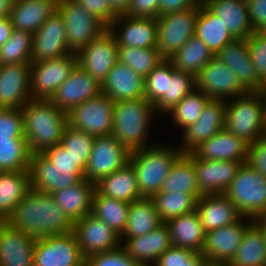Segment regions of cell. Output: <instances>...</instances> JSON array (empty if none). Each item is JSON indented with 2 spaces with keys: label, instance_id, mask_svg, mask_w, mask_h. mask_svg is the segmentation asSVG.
<instances>
[{
  "label": "cell",
  "instance_id": "obj_1",
  "mask_svg": "<svg viewBox=\"0 0 266 266\" xmlns=\"http://www.w3.org/2000/svg\"><path fill=\"white\" fill-rule=\"evenodd\" d=\"M7 222L35 240L73 232L74 226L52 194L33 189L18 203Z\"/></svg>",
  "mask_w": 266,
  "mask_h": 266
},
{
  "label": "cell",
  "instance_id": "obj_2",
  "mask_svg": "<svg viewBox=\"0 0 266 266\" xmlns=\"http://www.w3.org/2000/svg\"><path fill=\"white\" fill-rule=\"evenodd\" d=\"M24 137L31 154L61 143L67 114L50 100H30L22 108Z\"/></svg>",
  "mask_w": 266,
  "mask_h": 266
},
{
  "label": "cell",
  "instance_id": "obj_3",
  "mask_svg": "<svg viewBox=\"0 0 266 266\" xmlns=\"http://www.w3.org/2000/svg\"><path fill=\"white\" fill-rule=\"evenodd\" d=\"M154 111V105L145 98L114 102L111 135L129 152L147 147L150 144L146 136Z\"/></svg>",
  "mask_w": 266,
  "mask_h": 266
},
{
  "label": "cell",
  "instance_id": "obj_4",
  "mask_svg": "<svg viewBox=\"0 0 266 266\" xmlns=\"http://www.w3.org/2000/svg\"><path fill=\"white\" fill-rule=\"evenodd\" d=\"M152 145L130 152L128 161L135 172L139 192L146 198L160 191L164 178L183 154L180 148Z\"/></svg>",
  "mask_w": 266,
  "mask_h": 266
},
{
  "label": "cell",
  "instance_id": "obj_5",
  "mask_svg": "<svg viewBox=\"0 0 266 266\" xmlns=\"http://www.w3.org/2000/svg\"><path fill=\"white\" fill-rule=\"evenodd\" d=\"M230 101L226 102L224 128L248 144L264 135L266 90L249 91Z\"/></svg>",
  "mask_w": 266,
  "mask_h": 266
},
{
  "label": "cell",
  "instance_id": "obj_6",
  "mask_svg": "<svg viewBox=\"0 0 266 266\" xmlns=\"http://www.w3.org/2000/svg\"><path fill=\"white\" fill-rule=\"evenodd\" d=\"M224 194L247 219L258 220L266 212V178L246 163Z\"/></svg>",
  "mask_w": 266,
  "mask_h": 266
},
{
  "label": "cell",
  "instance_id": "obj_7",
  "mask_svg": "<svg viewBox=\"0 0 266 266\" xmlns=\"http://www.w3.org/2000/svg\"><path fill=\"white\" fill-rule=\"evenodd\" d=\"M198 13L199 4L156 18L157 49L164 59H169L194 36Z\"/></svg>",
  "mask_w": 266,
  "mask_h": 266
},
{
  "label": "cell",
  "instance_id": "obj_8",
  "mask_svg": "<svg viewBox=\"0 0 266 266\" xmlns=\"http://www.w3.org/2000/svg\"><path fill=\"white\" fill-rule=\"evenodd\" d=\"M57 11L62 16L68 49L78 53L107 28L82 5L72 0H59Z\"/></svg>",
  "mask_w": 266,
  "mask_h": 266
},
{
  "label": "cell",
  "instance_id": "obj_9",
  "mask_svg": "<svg viewBox=\"0 0 266 266\" xmlns=\"http://www.w3.org/2000/svg\"><path fill=\"white\" fill-rule=\"evenodd\" d=\"M113 106L114 101L101 93L67 113V124L92 136L109 135L113 128Z\"/></svg>",
  "mask_w": 266,
  "mask_h": 266
},
{
  "label": "cell",
  "instance_id": "obj_10",
  "mask_svg": "<svg viewBox=\"0 0 266 266\" xmlns=\"http://www.w3.org/2000/svg\"><path fill=\"white\" fill-rule=\"evenodd\" d=\"M77 65V54L31 63L30 94L32 100H50Z\"/></svg>",
  "mask_w": 266,
  "mask_h": 266
},
{
  "label": "cell",
  "instance_id": "obj_11",
  "mask_svg": "<svg viewBox=\"0 0 266 266\" xmlns=\"http://www.w3.org/2000/svg\"><path fill=\"white\" fill-rule=\"evenodd\" d=\"M28 171L31 189L49 194L85 178L81 168L55 166L42 153L31 154Z\"/></svg>",
  "mask_w": 266,
  "mask_h": 266
},
{
  "label": "cell",
  "instance_id": "obj_12",
  "mask_svg": "<svg viewBox=\"0 0 266 266\" xmlns=\"http://www.w3.org/2000/svg\"><path fill=\"white\" fill-rule=\"evenodd\" d=\"M129 156L130 152L111 134L95 136L84 177L95 184L123 168Z\"/></svg>",
  "mask_w": 266,
  "mask_h": 266
},
{
  "label": "cell",
  "instance_id": "obj_13",
  "mask_svg": "<svg viewBox=\"0 0 266 266\" xmlns=\"http://www.w3.org/2000/svg\"><path fill=\"white\" fill-rule=\"evenodd\" d=\"M195 81L196 90L214 100L227 101L249 92L236 74L215 56L199 71Z\"/></svg>",
  "mask_w": 266,
  "mask_h": 266
},
{
  "label": "cell",
  "instance_id": "obj_14",
  "mask_svg": "<svg viewBox=\"0 0 266 266\" xmlns=\"http://www.w3.org/2000/svg\"><path fill=\"white\" fill-rule=\"evenodd\" d=\"M33 266H85L75 233L37 239Z\"/></svg>",
  "mask_w": 266,
  "mask_h": 266
},
{
  "label": "cell",
  "instance_id": "obj_15",
  "mask_svg": "<svg viewBox=\"0 0 266 266\" xmlns=\"http://www.w3.org/2000/svg\"><path fill=\"white\" fill-rule=\"evenodd\" d=\"M117 62L118 46L108 28L77 53V64L100 84Z\"/></svg>",
  "mask_w": 266,
  "mask_h": 266
},
{
  "label": "cell",
  "instance_id": "obj_16",
  "mask_svg": "<svg viewBox=\"0 0 266 266\" xmlns=\"http://www.w3.org/2000/svg\"><path fill=\"white\" fill-rule=\"evenodd\" d=\"M73 232L85 259L97 253L116 249L121 245L120 236L92 213L75 221Z\"/></svg>",
  "mask_w": 266,
  "mask_h": 266
},
{
  "label": "cell",
  "instance_id": "obj_17",
  "mask_svg": "<svg viewBox=\"0 0 266 266\" xmlns=\"http://www.w3.org/2000/svg\"><path fill=\"white\" fill-rule=\"evenodd\" d=\"M101 93V84L77 64L50 101L67 114L77 105Z\"/></svg>",
  "mask_w": 266,
  "mask_h": 266
},
{
  "label": "cell",
  "instance_id": "obj_18",
  "mask_svg": "<svg viewBox=\"0 0 266 266\" xmlns=\"http://www.w3.org/2000/svg\"><path fill=\"white\" fill-rule=\"evenodd\" d=\"M225 100L210 99L201 112V116L184 130L182 146L183 154L193 153L205 141L225 127Z\"/></svg>",
  "mask_w": 266,
  "mask_h": 266
},
{
  "label": "cell",
  "instance_id": "obj_19",
  "mask_svg": "<svg viewBox=\"0 0 266 266\" xmlns=\"http://www.w3.org/2000/svg\"><path fill=\"white\" fill-rule=\"evenodd\" d=\"M71 53L67 45L62 16L56 11L33 34L31 63L62 57Z\"/></svg>",
  "mask_w": 266,
  "mask_h": 266
},
{
  "label": "cell",
  "instance_id": "obj_20",
  "mask_svg": "<svg viewBox=\"0 0 266 266\" xmlns=\"http://www.w3.org/2000/svg\"><path fill=\"white\" fill-rule=\"evenodd\" d=\"M246 218L242 216L235 223L207 232L200 252L203 257L209 261L228 264L235 256L246 229L255 221L251 219L245 224Z\"/></svg>",
  "mask_w": 266,
  "mask_h": 266
},
{
  "label": "cell",
  "instance_id": "obj_21",
  "mask_svg": "<svg viewBox=\"0 0 266 266\" xmlns=\"http://www.w3.org/2000/svg\"><path fill=\"white\" fill-rule=\"evenodd\" d=\"M31 63L0 65V108L19 109L31 99Z\"/></svg>",
  "mask_w": 266,
  "mask_h": 266
},
{
  "label": "cell",
  "instance_id": "obj_22",
  "mask_svg": "<svg viewBox=\"0 0 266 266\" xmlns=\"http://www.w3.org/2000/svg\"><path fill=\"white\" fill-rule=\"evenodd\" d=\"M120 26L122 29L119 28ZM116 28L120 32H117ZM108 29L115 37L118 47H157V22L155 18H135L119 14Z\"/></svg>",
  "mask_w": 266,
  "mask_h": 266
},
{
  "label": "cell",
  "instance_id": "obj_23",
  "mask_svg": "<svg viewBox=\"0 0 266 266\" xmlns=\"http://www.w3.org/2000/svg\"><path fill=\"white\" fill-rule=\"evenodd\" d=\"M244 163L246 162L200 159L194 154L197 183L201 194H224Z\"/></svg>",
  "mask_w": 266,
  "mask_h": 266
},
{
  "label": "cell",
  "instance_id": "obj_24",
  "mask_svg": "<svg viewBox=\"0 0 266 266\" xmlns=\"http://www.w3.org/2000/svg\"><path fill=\"white\" fill-rule=\"evenodd\" d=\"M35 241L7 221L0 222V266H33Z\"/></svg>",
  "mask_w": 266,
  "mask_h": 266
},
{
  "label": "cell",
  "instance_id": "obj_25",
  "mask_svg": "<svg viewBox=\"0 0 266 266\" xmlns=\"http://www.w3.org/2000/svg\"><path fill=\"white\" fill-rule=\"evenodd\" d=\"M124 240L121 245L141 266L154 265L157 259L172 247L170 231L164 222L143 236Z\"/></svg>",
  "mask_w": 266,
  "mask_h": 266
},
{
  "label": "cell",
  "instance_id": "obj_26",
  "mask_svg": "<svg viewBox=\"0 0 266 266\" xmlns=\"http://www.w3.org/2000/svg\"><path fill=\"white\" fill-rule=\"evenodd\" d=\"M214 56L236 74L248 91H259V77L249 57L247 38H234Z\"/></svg>",
  "mask_w": 266,
  "mask_h": 266
},
{
  "label": "cell",
  "instance_id": "obj_27",
  "mask_svg": "<svg viewBox=\"0 0 266 266\" xmlns=\"http://www.w3.org/2000/svg\"><path fill=\"white\" fill-rule=\"evenodd\" d=\"M145 79L130 67L117 62L101 84L102 94L114 102L144 98Z\"/></svg>",
  "mask_w": 266,
  "mask_h": 266
},
{
  "label": "cell",
  "instance_id": "obj_28",
  "mask_svg": "<svg viewBox=\"0 0 266 266\" xmlns=\"http://www.w3.org/2000/svg\"><path fill=\"white\" fill-rule=\"evenodd\" d=\"M196 212L206 233L235 223L242 217L225 194H203L198 199Z\"/></svg>",
  "mask_w": 266,
  "mask_h": 266
},
{
  "label": "cell",
  "instance_id": "obj_29",
  "mask_svg": "<svg viewBox=\"0 0 266 266\" xmlns=\"http://www.w3.org/2000/svg\"><path fill=\"white\" fill-rule=\"evenodd\" d=\"M247 152L248 143L224 128L193 153L200 159L246 162Z\"/></svg>",
  "mask_w": 266,
  "mask_h": 266
},
{
  "label": "cell",
  "instance_id": "obj_30",
  "mask_svg": "<svg viewBox=\"0 0 266 266\" xmlns=\"http://www.w3.org/2000/svg\"><path fill=\"white\" fill-rule=\"evenodd\" d=\"M59 0H14L9 17L14 30L32 35L57 11Z\"/></svg>",
  "mask_w": 266,
  "mask_h": 266
},
{
  "label": "cell",
  "instance_id": "obj_31",
  "mask_svg": "<svg viewBox=\"0 0 266 266\" xmlns=\"http://www.w3.org/2000/svg\"><path fill=\"white\" fill-rule=\"evenodd\" d=\"M95 184L82 179L75 185L52 193L55 203L74 223L92 212V196Z\"/></svg>",
  "mask_w": 266,
  "mask_h": 266
},
{
  "label": "cell",
  "instance_id": "obj_32",
  "mask_svg": "<svg viewBox=\"0 0 266 266\" xmlns=\"http://www.w3.org/2000/svg\"><path fill=\"white\" fill-rule=\"evenodd\" d=\"M165 223L169 228L173 247L201 252L206 232L196 210L171 218Z\"/></svg>",
  "mask_w": 266,
  "mask_h": 266
},
{
  "label": "cell",
  "instance_id": "obj_33",
  "mask_svg": "<svg viewBox=\"0 0 266 266\" xmlns=\"http://www.w3.org/2000/svg\"><path fill=\"white\" fill-rule=\"evenodd\" d=\"M204 4L220 17L234 38H248L253 33L246 0H206Z\"/></svg>",
  "mask_w": 266,
  "mask_h": 266
},
{
  "label": "cell",
  "instance_id": "obj_34",
  "mask_svg": "<svg viewBox=\"0 0 266 266\" xmlns=\"http://www.w3.org/2000/svg\"><path fill=\"white\" fill-rule=\"evenodd\" d=\"M95 190L101 195L129 204L143 198L139 192L133 167L129 163L100 179L95 183Z\"/></svg>",
  "mask_w": 266,
  "mask_h": 266
},
{
  "label": "cell",
  "instance_id": "obj_35",
  "mask_svg": "<svg viewBox=\"0 0 266 266\" xmlns=\"http://www.w3.org/2000/svg\"><path fill=\"white\" fill-rule=\"evenodd\" d=\"M159 192L188 193L197 199L202 196L197 183L194 153L182 154L175 161Z\"/></svg>",
  "mask_w": 266,
  "mask_h": 266
},
{
  "label": "cell",
  "instance_id": "obj_36",
  "mask_svg": "<svg viewBox=\"0 0 266 266\" xmlns=\"http://www.w3.org/2000/svg\"><path fill=\"white\" fill-rule=\"evenodd\" d=\"M229 266H266V231L255 220L245 231Z\"/></svg>",
  "mask_w": 266,
  "mask_h": 266
},
{
  "label": "cell",
  "instance_id": "obj_37",
  "mask_svg": "<svg viewBox=\"0 0 266 266\" xmlns=\"http://www.w3.org/2000/svg\"><path fill=\"white\" fill-rule=\"evenodd\" d=\"M30 189L29 171L0 172V222L8 221Z\"/></svg>",
  "mask_w": 266,
  "mask_h": 266
},
{
  "label": "cell",
  "instance_id": "obj_38",
  "mask_svg": "<svg viewBox=\"0 0 266 266\" xmlns=\"http://www.w3.org/2000/svg\"><path fill=\"white\" fill-rule=\"evenodd\" d=\"M194 36L201 39L214 55L234 39L227 25L204 3H199Z\"/></svg>",
  "mask_w": 266,
  "mask_h": 266
},
{
  "label": "cell",
  "instance_id": "obj_39",
  "mask_svg": "<svg viewBox=\"0 0 266 266\" xmlns=\"http://www.w3.org/2000/svg\"><path fill=\"white\" fill-rule=\"evenodd\" d=\"M162 223L151 198L143 197L134 201L129 204L127 226L120 237L121 243H123L122 238L143 236L156 229Z\"/></svg>",
  "mask_w": 266,
  "mask_h": 266
},
{
  "label": "cell",
  "instance_id": "obj_40",
  "mask_svg": "<svg viewBox=\"0 0 266 266\" xmlns=\"http://www.w3.org/2000/svg\"><path fill=\"white\" fill-rule=\"evenodd\" d=\"M213 56L207 45L193 36L168 60L176 71L196 76Z\"/></svg>",
  "mask_w": 266,
  "mask_h": 266
},
{
  "label": "cell",
  "instance_id": "obj_41",
  "mask_svg": "<svg viewBox=\"0 0 266 266\" xmlns=\"http://www.w3.org/2000/svg\"><path fill=\"white\" fill-rule=\"evenodd\" d=\"M129 203L99 194L94 190L92 214L104 221L120 237L127 226Z\"/></svg>",
  "mask_w": 266,
  "mask_h": 266
},
{
  "label": "cell",
  "instance_id": "obj_42",
  "mask_svg": "<svg viewBox=\"0 0 266 266\" xmlns=\"http://www.w3.org/2000/svg\"><path fill=\"white\" fill-rule=\"evenodd\" d=\"M162 222L196 210L198 199L188 193L158 192L151 197Z\"/></svg>",
  "mask_w": 266,
  "mask_h": 266
},
{
  "label": "cell",
  "instance_id": "obj_43",
  "mask_svg": "<svg viewBox=\"0 0 266 266\" xmlns=\"http://www.w3.org/2000/svg\"><path fill=\"white\" fill-rule=\"evenodd\" d=\"M163 60L157 47H118V62L130 67L144 79Z\"/></svg>",
  "mask_w": 266,
  "mask_h": 266
},
{
  "label": "cell",
  "instance_id": "obj_44",
  "mask_svg": "<svg viewBox=\"0 0 266 266\" xmlns=\"http://www.w3.org/2000/svg\"><path fill=\"white\" fill-rule=\"evenodd\" d=\"M30 156L26 139L0 140V172L28 171Z\"/></svg>",
  "mask_w": 266,
  "mask_h": 266
},
{
  "label": "cell",
  "instance_id": "obj_45",
  "mask_svg": "<svg viewBox=\"0 0 266 266\" xmlns=\"http://www.w3.org/2000/svg\"><path fill=\"white\" fill-rule=\"evenodd\" d=\"M32 37L29 32L13 30L10 38L0 47V65L31 63Z\"/></svg>",
  "mask_w": 266,
  "mask_h": 266
},
{
  "label": "cell",
  "instance_id": "obj_46",
  "mask_svg": "<svg viewBox=\"0 0 266 266\" xmlns=\"http://www.w3.org/2000/svg\"><path fill=\"white\" fill-rule=\"evenodd\" d=\"M209 100L210 98L204 92L195 89L176 104L168 114L172 115L174 124L176 123L184 131L197 121Z\"/></svg>",
  "mask_w": 266,
  "mask_h": 266
},
{
  "label": "cell",
  "instance_id": "obj_47",
  "mask_svg": "<svg viewBox=\"0 0 266 266\" xmlns=\"http://www.w3.org/2000/svg\"><path fill=\"white\" fill-rule=\"evenodd\" d=\"M195 89V76L187 72L176 71L172 66V79H169L168 96H162L154 105L155 112L168 113L186 95Z\"/></svg>",
  "mask_w": 266,
  "mask_h": 266
},
{
  "label": "cell",
  "instance_id": "obj_48",
  "mask_svg": "<svg viewBox=\"0 0 266 266\" xmlns=\"http://www.w3.org/2000/svg\"><path fill=\"white\" fill-rule=\"evenodd\" d=\"M94 138L95 136L73 129L69 125L63 131L60 144L76 161V165L83 171L87 167Z\"/></svg>",
  "mask_w": 266,
  "mask_h": 266
},
{
  "label": "cell",
  "instance_id": "obj_49",
  "mask_svg": "<svg viewBox=\"0 0 266 266\" xmlns=\"http://www.w3.org/2000/svg\"><path fill=\"white\" fill-rule=\"evenodd\" d=\"M169 79H172V63L164 59L145 78L144 98L155 105L162 96H168Z\"/></svg>",
  "mask_w": 266,
  "mask_h": 266
},
{
  "label": "cell",
  "instance_id": "obj_50",
  "mask_svg": "<svg viewBox=\"0 0 266 266\" xmlns=\"http://www.w3.org/2000/svg\"><path fill=\"white\" fill-rule=\"evenodd\" d=\"M249 57L257 76L259 77V91L266 90V32H253L247 38Z\"/></svg>",
  "mask_w": 266,
  "mask_h": 266
},
{
  "label": "cell",
  "instance_id": "obj_51",
  "mask_svg": "<svg viewBox=\"0 0 266 266\" xmlns=\"http://www.w3.org/2000/svg\"><path fill=\"white\" fill-rule=\"evenodd\" d=\"M204 260L201 253L172 246L157 259L154 266H201Z\"/></svg>",
  "mask_w": 266,
  "mask_h": 266
},
{
  "label": "cell",
  "instance_id": "obj_52",
  "mask_svg": "<svg viewBox=\"0 0 266 266\" xmlns=\"http://www.w3.org/2000/svg\"><path fill=\"white\" fill-rule=\"evenodd\" d=\"M25 139L24 117L21 108H0V140Z\"/></svg>",
  "mask_w": 266,
  "mask_h": 266
},
{
  "label": "cell",
  "instance_id": "obj_53",
  "mask_svg": "<svg viewBox=\"0 0 266 266\" xmlns=\"http://www.w3.org/2000/svg\"><path fill=\"white\" fill-rule=\"evenodd\" d=\"M85 266H141L123 248L91 255L85 259Z\"/></svg>",
  "mask_w": 266,
  "mask_h": 266
},
{
  "label": "cell",
  "instance_id": "obj_54",
  "mask_svg": "<svg viewBox=\"0 0 266 266\" xmlns=\"http://www.w3.org/2000/svg\"><path fill=\"white\" fill-rule=\"evenodd\" d=\"M82 5L92 16L98 19L106 28L118 14L113 10L108 0H72Z\"/></svg>",
  "mask_w": 266,
  "mask_h": 266
},
{
  "label": "cell",
  "instance_id": "obj_55",
  "mask_svg": "<svg viewBox=\"0 0 266 266\" xmlns=\"http://www.w3.org/2000/svg\"><path fill=\"white\" fill-rule=\"evenodd\" d=\"M246 164L266 178V135L248 144Z\"/></svg>",
  "mask_w": 266,
  "mask_h": 266
},
{
  "label": "cell",
  "instance_id": "obj_56",
  "mask_svg": "<svg viewBox=\"0 0 266 266\" xmlns=\"http://www.w3.org/2000/svg\"><path fill=\"white\" fill-rule=\"evenodd\" d=\"M160 0H131L127 11V17L157 18L159 17Z\"/></svg>",
  "mask_w": 266,
  "mask_h": 266
},
{
  "label": "cell",
  "instance_id": "obj_57",
  "mask_svg": "<svg viewBox=\"0 0 266 266\" xmlns=\"http://www.w3.org/2000/svg\"><path fill=\"white\" fill-rule=\"evenodd\" d=\"M251 30L266 32V0H246Z\"/></svg>",
  "mask_w": 266,
  "mask_h": 266
},
{
  "label": "cell",
  "instance_id": "obj_58",
  "mask_svg": "<svg viewBox=\"0 0 266 266\" xmlns=\"http://www.w3.org/2000/svg\"><path fill=\"white\" fill-rule=\"evenodd\" d=\"M42 154L55 166L79 168L61 144L45 149Z\"/></svg>",
  "mask_w": 266,
  "mask_h": 266
},
{
  "label": "cell",
  "instance_id": "obj_59",
  "mask_svg": "<svg viewBox=\"0 0 266 266\" xmlns=\"http://www.w3.org/2000/svg\"><path fill=\"white\" fill-rule=\"evenodd\" d=\"M199 3L198 0H160L159 16L196 7Z\"/></svg>",
  "mask_w": 266,
  "mask_h": 266
},
{
  "label": "cell",
  "instance_id": "obj_60",
  "mask_svg": "<svg viewBox=\"0 0 266 266\" xmlns=\"http://www.w3.org/2000/svg\"><path fill=\"white\" fill-rule=\"evenodd\" d=\"M13 30L9 16L0 18V47L10 38Z\"/></svg>",
  "mask_w": 266,
  "mask_h": 266
},
{
  "label": "cell",
  "instance_id": "obj_61",
  "mask_svg": "<svg viewBox=\"0 0 266 266\" xmlns=\"http://www.w3.org/2000/svg\"><path fill=\"white\" fill-rule=\"evenodd\" d=\"M113 10L119 15L124 14L129 5L131 0H108Z\"/></svg>",
  "mask_w": 266,
  "mask_h": 266
},
{
  "label": "cell",
  "instance_id": "obj_62",
  "mask_svg": "<svg viewBox=\"0 0 266 266\" xmlns=\"http://www.w3.org/2000/svg\"><path fill=\"white\" fill-rule=\"evenodd\" d=\"M14 0H0V18L8 17Z\"/></svg>",
  "mask_w": 266,
  "mask_h": 266
},
{
  "label": "cell",
  "instance_id": "obj_63",
  "mask_svg": "<svg viewBox=\"0 0 266 266\" xmlns=\"http://www.w3.org/2000/svg\"><path fill=\"white\" fill-rule=\"evenodd\" d=\"M201 266H229V265L225 262L209 261L205 259Z\"/></svg>",
  "mask_w": 266,
  "mask_h": 266
},
{
  "label": "cell",
  "instance_id": "obj_64",
  "mask_svg": "<svg viewBox=\"0 0 266 266\" xmlns=\"http://www.w3.org/2000/svg\"><path fill=\"white\" fill-rule=\"evenodd\" d=\"M257 221L266 231V212Z\"/></svg>",
  "mask_w": 266,
  "mask_h": 266
},
{
  "label": "cell",
  "instance_id": "obj_65",
  "mask_svg": "<svg viewBox=\"0 0 266 266\" xmlns=\"http://www.w3.org/2000/svg\"><path fill=\"white\" fill-rule=\"evenodd\" d=\"M264 135H266V111H265V122H264Z\"/></svg>",
  "mask_w": 266,
  "mask_h": 266
},
{
  "label": "cell",
  "instance_id": "obj_66",
  "mask_svg": "<svg viewBox=\"0 0 266 266\" xmlns=\"http://www.w3.org/2000/svg\"><path fill=\"white\" fill-rule=\"evenodd\" d=\"M200 3H204L206 0H198Z\"/></svg>",
  "mask_w": 266,
  "mask_h": 266
}]
</instances>
